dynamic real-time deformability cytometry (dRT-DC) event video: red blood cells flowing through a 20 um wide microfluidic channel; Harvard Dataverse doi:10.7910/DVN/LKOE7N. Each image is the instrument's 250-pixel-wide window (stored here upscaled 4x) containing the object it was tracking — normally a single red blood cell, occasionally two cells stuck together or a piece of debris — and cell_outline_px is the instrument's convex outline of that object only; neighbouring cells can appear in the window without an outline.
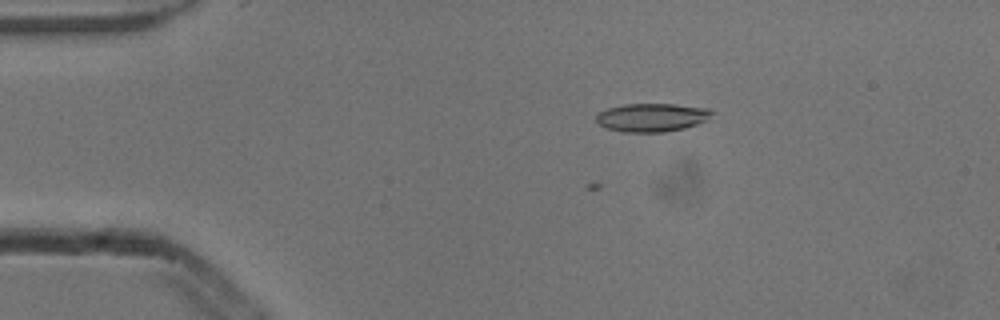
{"species": "common noctule bat (a hibernating species)", "species_latin": "Nyctalus noctula", "temperature_condition": "cold", "stored_images_in_passage": 9, "camera_frame_rate_fps": 3000, "um_per_image_px": 0.085, "animal": {"sex": "male", "body_mass_g": 13.3}, "frame": {"image": 1, "passage_image": 4, "time_ms": 1.0, "image_size_px": [1000, 320], "cell_outline_px": [[712, 112], [708, 120], [684, 128], [664, 132], [624, 132], [604, 128], [596, 120], [596, 112], [608, 108], [624, 104], [676, 104], [708, 108]], "centroid_in_image_um": [55.37, 9.98], "position_along_channel_um": 29.6, "area_um2": 19.19}}
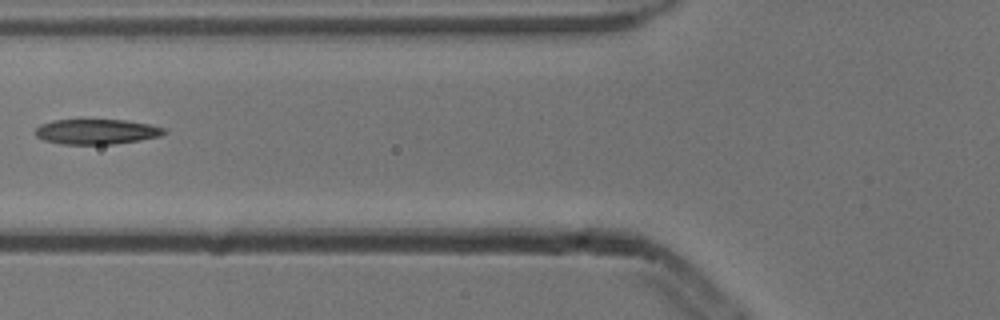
{"frame": {"image": 2, "passage_image": 7, "time_ms": 2.0, "image_size_px": [1000, 320], "cell_outline_px": [[168, 132], [160, 136], [140, 140], [112, 144], [60, 144], [44, 140], [36, 136], [32, 132], [40, 124], [52, 120], [124, 120], [148, 124], [164, 128]], "centroid_in_image_um": [8.16, 11.19], "position_along_channel_um": 117.6, "area_um2": 18.9}}
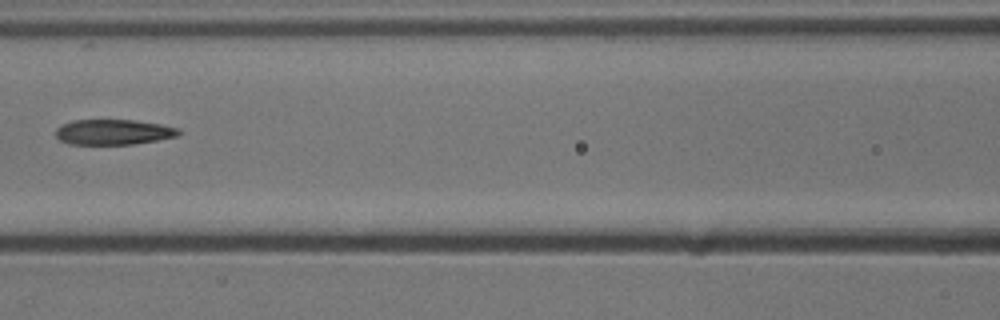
{"frame": {"image": 3, "passage_image": 8, "time_ms": 2.333, "image_size_px": [1000, 320], "cell_outline_px": [[180, 132], [176, 136], [156, 140], [132, 144], [68, 144], [60, 140], [56, 136], [56, 128], [72, 120], [136, 120], [160, 124], [180, 128]], "centroid_in_image_um": [9.63, 11.22], "position_along_channel_um": 157.0, "area_um2": 18.03}}